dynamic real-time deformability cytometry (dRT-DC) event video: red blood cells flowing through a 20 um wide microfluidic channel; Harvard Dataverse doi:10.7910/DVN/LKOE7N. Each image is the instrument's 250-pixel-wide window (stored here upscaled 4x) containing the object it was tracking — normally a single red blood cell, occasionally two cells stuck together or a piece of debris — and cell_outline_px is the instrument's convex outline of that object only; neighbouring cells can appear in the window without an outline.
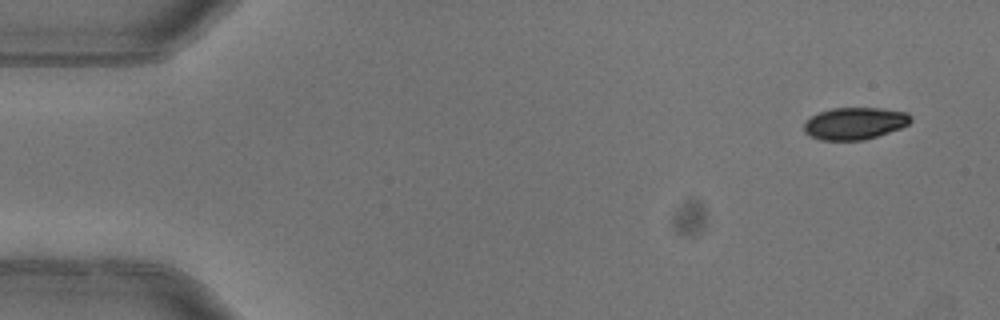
{"species": "common noctule bat (a hibernating species)", "species_latin": "Nyctalus noctula", "temperature_condition": "warm", "stored_images_in_passage": 4, "camera_frame_rate_fps": 3000, "um_per_image_px": 0.085, "animal": {"sex": "female"}, "frame": {"image": 1, "passage_image": 1, "time_ms": 0.0, "image_size_px": [1000, 320], "cell_outline_px": [[912, 120], [908, 124], [900, 128], [864, 140], [820, 140], [804, 132], [804, 124], [812, 116], [820, 112], [832, 108], [880, 108], [908, 112], [912, 116]], "centroid_in_image_um": [72.68, 10.48], "position_along_channel_um": 12.3, "area_um2": 19.83}}
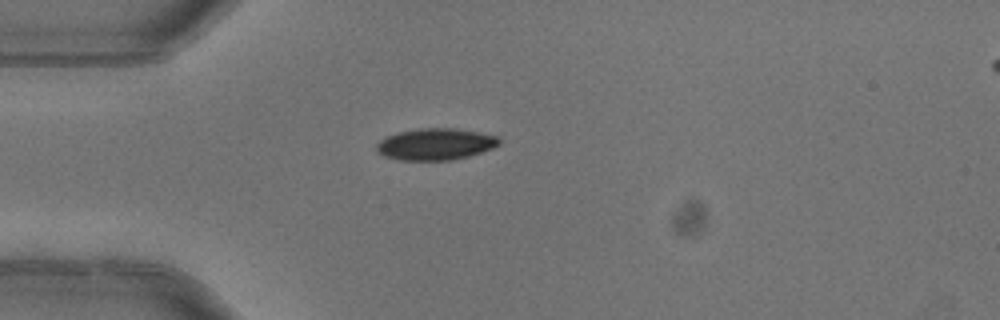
{"frame": {"image": 2, "passage_image": 4, "time_ms": 1.0, "image_size_px": [1000, 320], "cell_outline_px": [[500, 144], [492, 148], [468, 156], [452, 160], [400, 160], [384, 156], [376, 152], [376, 144], [380, 140], [388, 136], [400, 132], [420, 128], [456, 128], [500, 136]], "centroid_in_image_um": [37.02, 12.25], "position_along_channel_um": 48.0, "area_um2": 22.6}}